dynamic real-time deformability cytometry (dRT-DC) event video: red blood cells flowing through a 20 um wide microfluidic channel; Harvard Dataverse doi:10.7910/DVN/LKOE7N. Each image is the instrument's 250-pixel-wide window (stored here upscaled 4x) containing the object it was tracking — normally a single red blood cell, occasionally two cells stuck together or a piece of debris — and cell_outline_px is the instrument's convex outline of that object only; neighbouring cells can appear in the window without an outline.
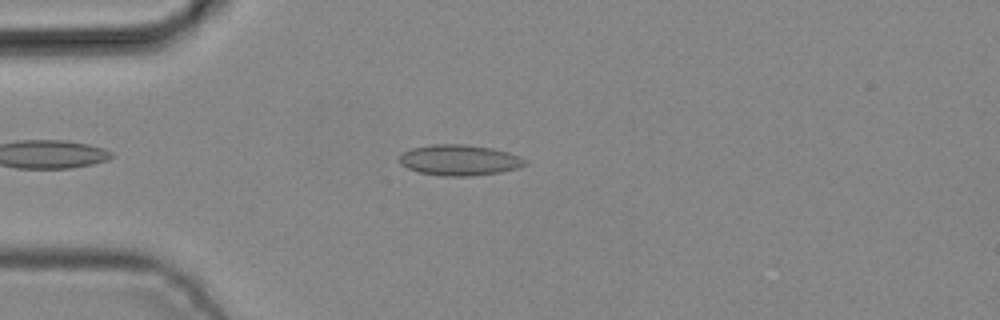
{"species": "common noctule bat (a hibernating species)", "species_latin": "Nyctalus noctula", "temperature_condition": "cold", "stored_images_in_passage": 1, "camera_frame_rate_fps": 3000, "um_per_image_px": 0.085, "animal": {"sex": "male", "body_mass_g": 19.2, "forearm_length_mm": 51.8}, "frame": {"image": 1, "passage_image": 1, "time_ms": 0.0, "image_size_px": [1000, 320], "cell_outline_px": [[528, 164], [516, 168], [500, 172], [472, 176], [444, 176], [420, 172], [408, 168], [400, 164], [400, 156], [404, 152], [412, 148], [432, 144], [464, 144], [492, 148], [508, 152], [520, 156], [528, 160]], "centroid_in_image_um": [39.09, 13.6], "position_along_channel_um": 45.9, "area_um2": 22.48}}